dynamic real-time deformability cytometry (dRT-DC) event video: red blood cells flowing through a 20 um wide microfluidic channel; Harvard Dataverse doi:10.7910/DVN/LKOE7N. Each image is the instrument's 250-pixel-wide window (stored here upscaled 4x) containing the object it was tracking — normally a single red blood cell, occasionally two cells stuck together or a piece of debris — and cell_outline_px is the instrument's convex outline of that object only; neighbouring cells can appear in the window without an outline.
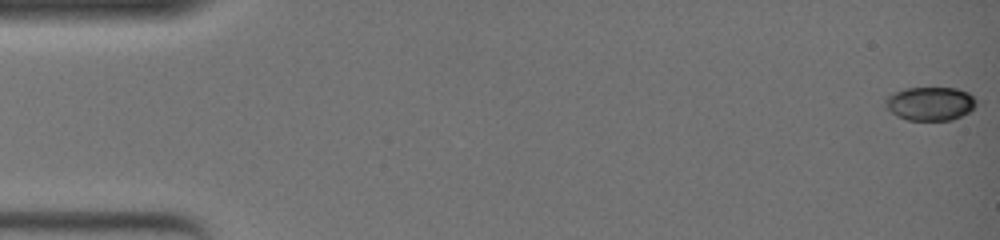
{"species": "common noctule bat (a hibernating species)", "species_latin": "Nyctalus noctula", "temperature_condition": "warm", "stored_images_in_passage": 52, "camera_frame_rate_fps": 3000, "um_per_image_px": 0.085, "animal": {"sex": "female", "body_mass_g": 19.0, "forearm_length_mm": 51.5}, "frame": {"image": 1, "passage_image": 1, "time_ms": 0.0, "image_size_px": [1000, 240], "cell_outline_px": [[976, 104], [968, 112], [952, 120], [908, 120], [896, 116], [884, 108], [884, 100], [892, 92], [904, 88], [956, 88], [968, 92], [976, 100]], "centroid_in_image_um": [79.0, 8.8], "position_along_channel_um": 6.0, "area_um2": 17.98}}
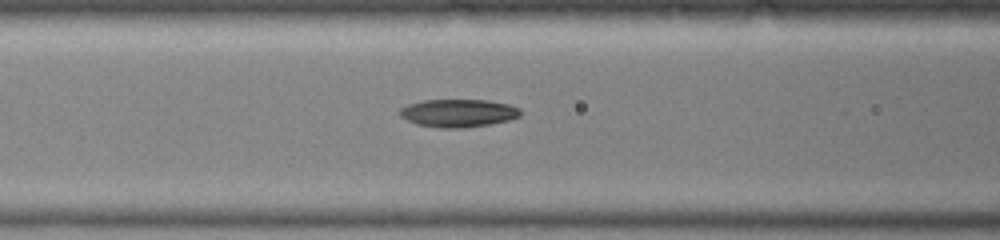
{"frame": {"image": 2, "passage_image": 23, "time_ms": 7.333, "image_size_px": [1000, 240], "cell_outline_px": [[520, 116], [508, 120], [488, 124], [464, 128], [440, 128], [416, 124], [400, 116], [400, 108], [408, 104], [424, 100], [488, 100], [508, 104], [520, 108]], "centroid_in_image_um": [38.94, 9.61], "position_along_channel_um": 127.7, "area_um2": 19.54}}
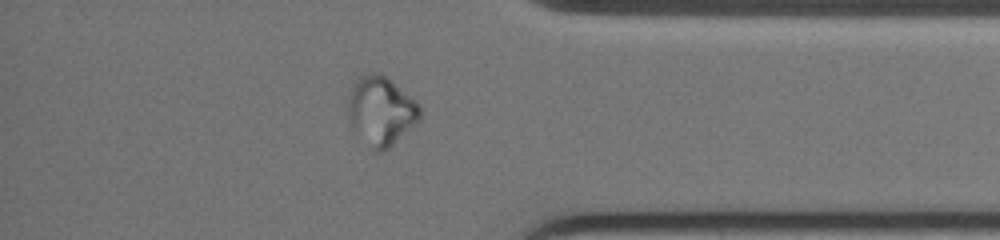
{"frame": {"image": 3, "passage_image": 45, "time_ms": 14.667, "image_size_px": [1000, 240], "cell_outline_px": [[420, 120], [388, 148], [380, 152], [376, 152], [348, 120], [348, 96], [356, 80], [360, 76], [376, 72], [380, 72], [416, 100], [420, 108]], "centroid_in_image_um": [32.4, 9.39], "position_along_channel_um": 402.8, "area_um2": 28.21}, "authors_computed_cell_mechanics": {"area_um2": 19.3341, "velocity_mm_per_s": 3.8296, "shape_relaxation_time_tau1_ms": null, "shape_relaxation_time_tau2_ms": 3.099, "deformation_change_tau1": null, "deformation_change_tau2": 0.0734}}